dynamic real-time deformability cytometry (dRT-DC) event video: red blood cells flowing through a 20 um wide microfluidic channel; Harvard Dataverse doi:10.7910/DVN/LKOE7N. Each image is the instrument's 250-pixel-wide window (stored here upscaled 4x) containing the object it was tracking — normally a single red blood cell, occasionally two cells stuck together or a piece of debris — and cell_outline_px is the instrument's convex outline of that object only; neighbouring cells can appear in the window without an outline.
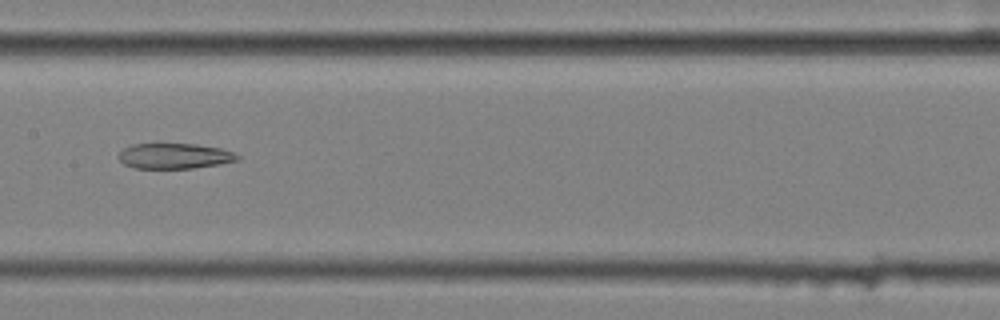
{"species": "common noctule bat (a hibernating species)", "species_latin": "Nyctalus noctula", "temperature_condition": "cold", "stored_images_in_passage": 6, "camera_frame_rate_fps": 3000, "um_per_image_px": 0.085, "animal": {"sex": "female", "body_mass_g": 25.1}, "frame": {"image": 1, "passage_image": 5, "time_ms": 1.333, "image_size_px": [1000, 320], "cell_outline_px": [[240, 160], [192, 168], [132, 168], [124, 164], [120, 160], [120, 152], [124, 148], [132, 144], [196, 144], [220, 148], [236, 152], [240, 156]], "centroid_in_image_um": [14.86, 13.25], "position_along_channel_um": 192.5, "area_um2": 17.51}}
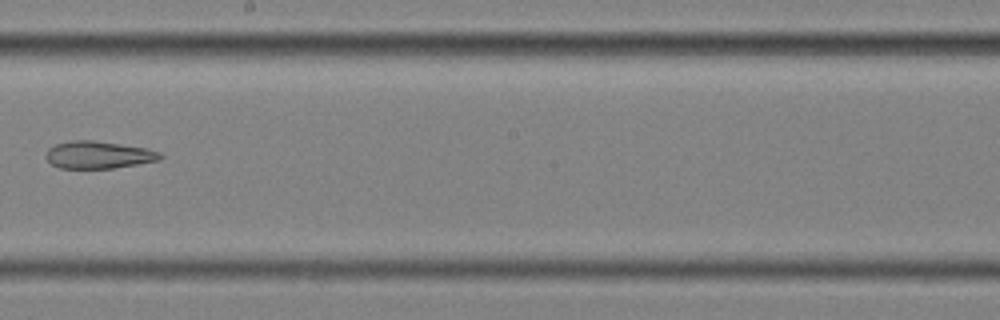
{"frame": {"image": 2, "passage_image": 6, "time_ms": 1.667, "image_size_px": [1000, 320], "cell_outline_px": [[164, 156], [160, 160], [112, 168], [60, 168], [52, 164], [48, 160], [48, 148], [56, 144], [68, 140], [92, 140], [148, 148], [160, 152]], "centroid_in_image_um": [8.4, 13.15], "position_along_channel_um": 239.8, "area_um2": 18.09}}